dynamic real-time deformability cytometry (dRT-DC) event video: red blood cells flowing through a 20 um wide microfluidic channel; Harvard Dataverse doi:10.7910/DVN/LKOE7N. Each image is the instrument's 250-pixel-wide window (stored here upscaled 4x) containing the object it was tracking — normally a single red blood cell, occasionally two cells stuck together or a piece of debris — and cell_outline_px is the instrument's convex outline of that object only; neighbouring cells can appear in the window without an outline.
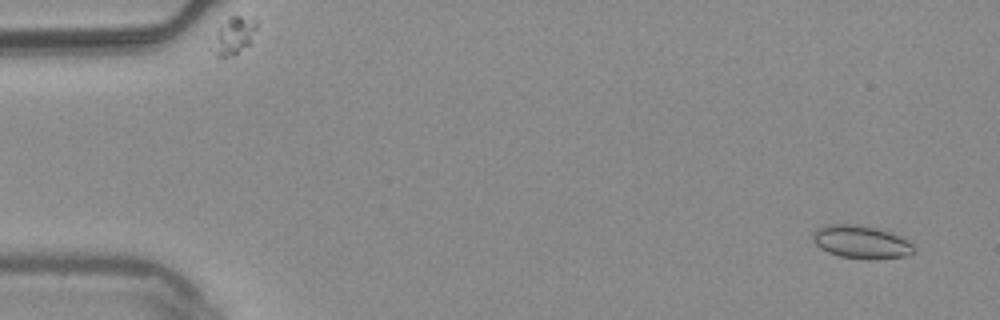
{"species": "common noctule bat (a hibernating species)", "species_latin": "Nyctalus noctula", "temperature_condition": "warm", "stored_images_in_passage": 56, "camera_frame_rate_fps": 3000, "um_per_image_px": 0.085, "animal": {"sex": "male", "body_mass_g": 20.4}, "frame": {"image": 1, "passage_image": 4, "time_ms": 1.0, "image_size_px": [1000, 320], "cell_outline_px": [[916, 252], [904, 256], [868, 260], [840, 256], [828, 252], [820, 248], [812, 240], [812, 236], [816, 228], [824, 224], [860, 224], [892, 232], [908, 240], [916, 248]], "centroid_in_image_um": [73.2, 20.56], "position_along_channel_um": 11.8, "area_um2": 19.77}}
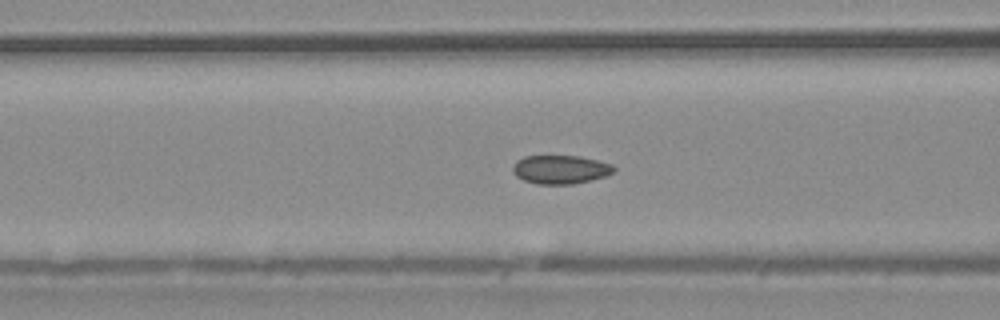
{"frame": {"image": 2, "passage_image": 23, "time_ms": 7.333, "image_size_px": [1000, 320], "cell_outline_px": [[616, 168], [612, 172], [604, 176], [592, 180], [572, 184], [536, 184], [524, 180], [516, 176], [512, 172], [512, 168], [516, 160], [524, 156], [580, 156], [612, 164]], "centroid_in_image_um": [47.61, 14.4], "position_along_channel_um": 119.0, "area_um2": 16.88}}
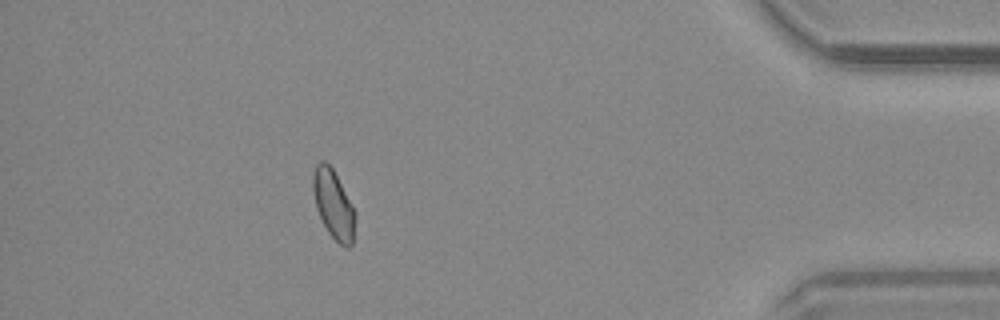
{"frame": {"image": 3, "passage_image": 50, "time_ms": 16.333, "image_size_px": [1000, 320], "cell_outline_px": [[356, 216], [352, 244], [348, 248], [344, 248], [328, 232], [316, 208], [312, 188], [312, 176], [316, 164], [320, 160], [324, 160], [332, 168], [356, 212]], "centroid_in_image_um": [28.34, 17.37], "position_along_channel_um": 406.9, "area_um2": 16.82}}